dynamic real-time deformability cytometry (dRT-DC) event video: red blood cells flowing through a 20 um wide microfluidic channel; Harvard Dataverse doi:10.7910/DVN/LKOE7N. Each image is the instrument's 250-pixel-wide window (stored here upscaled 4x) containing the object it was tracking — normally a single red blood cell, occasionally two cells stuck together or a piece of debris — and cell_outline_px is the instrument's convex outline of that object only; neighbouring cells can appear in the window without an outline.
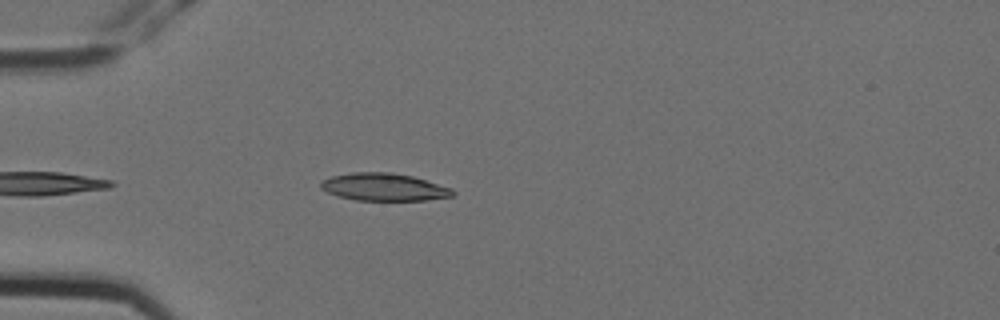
{"species": "Egyptian fruit bat (a non-hibernating species)", "species_latin": "Rousettus aegyptiacus", "temperature_condition": "cold", "stored_images_in_passage": 6, "camera_frame_rate_fps": 3000, "um_per_image_px": 0.085, "animal": {"sex": "female"}, "frame": {"image": 1, "passage_image": 5, "time_ms": 1.333, "image_size_px": [1000, 320], "cell_outline_px": [[456, 192], [452, 196], [424, 200], [356, 200], [340, 196], [328, 192], [320, 188], [320, 184], [324, 180], [332, 176], [352, 172], [392, 172], [412, 176], [452, 188]], "centroid_in_image_um": [32.65, 15.89], "position_along_channel_um": 52.4, "area_um2": 20.98}}